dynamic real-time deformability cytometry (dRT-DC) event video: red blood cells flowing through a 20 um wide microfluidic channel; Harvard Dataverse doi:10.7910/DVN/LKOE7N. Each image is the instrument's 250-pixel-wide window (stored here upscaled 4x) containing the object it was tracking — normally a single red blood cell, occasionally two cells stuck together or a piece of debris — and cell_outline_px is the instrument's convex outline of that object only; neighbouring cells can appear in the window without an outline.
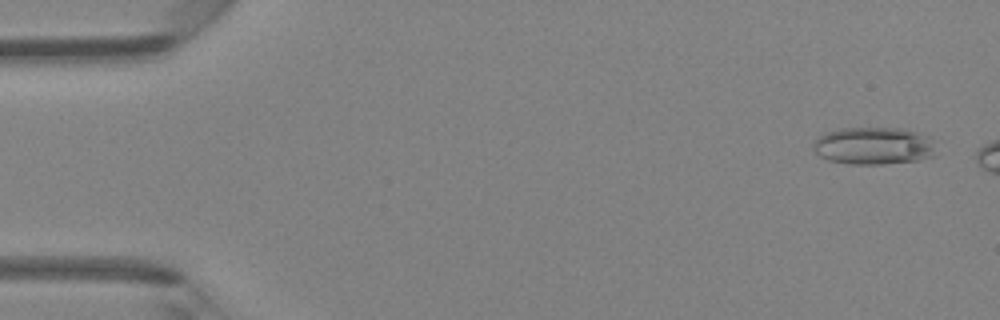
{"species": "Egyptian fruit bat (a non-hibernating species)", "species_latin": "Rousettus aegyptiacus", "temperature_condition": "room temperature", "stored_images_in_passage": 6, "camera_frame_rate_fps": 3000, "um_per_image_px": 0.085, "animal": {"sex": "female"}, "frame": {"image": 1, "passage_image": 1, "time_ms": 0.0, "image_size_px": [1000, 320], "cell_outline_px": [[936, 156], [916, 160], [884, 164], [848, 164], [828, 160], [820, 156], [812, 148], [812, 144], [820, 136], [828, 132], [840, 128], [900, 128], [916, 132], [928, 136]], "centroid_in_image_um": [74.22, 12.4], "position_along_channel_um": 10.8, "area_um2": 26.59}}